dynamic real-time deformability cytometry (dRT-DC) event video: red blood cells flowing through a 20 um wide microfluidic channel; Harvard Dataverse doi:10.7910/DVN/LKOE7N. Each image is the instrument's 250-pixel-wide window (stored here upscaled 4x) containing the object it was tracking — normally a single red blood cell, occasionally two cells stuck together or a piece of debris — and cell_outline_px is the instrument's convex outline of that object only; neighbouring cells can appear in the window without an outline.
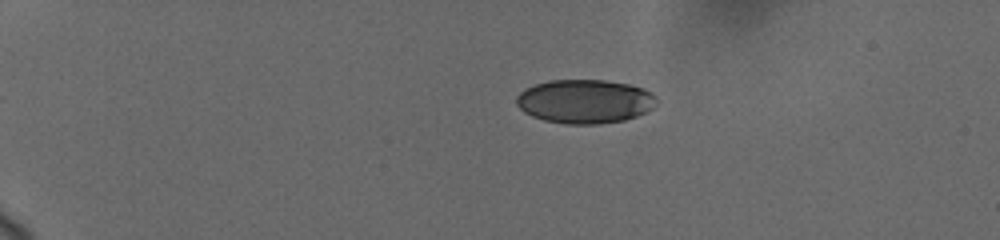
{"species": "human", "species_latin": "Homo sapiens", "temperature_condition": "cold", "stored_images_in_passage": 14, "camera_frame_rate_fps": 3000, "um_per_image_px": 0.085, "donor": {"sex": "female"}, "frame": {"image": 1, "passage_image": 7, "time_ms": 3.667, "image_size_px": [1000, 240], "cell_outline_px": [[656, 104], [652, 108], [636, 116], [624, 120], [600, 124], [564, 124], [544, 120], [532, 116], [524, 112], [516, 104], [516, 96], [524, 88], [548, 80], [604, 80], [628, 84], [644, 88], [652, 92], [656, 96]], "centroid_in_image_um": [49.7, 8.61], "position_along_channel_um": 35.3, "area_um2": 36.01}}
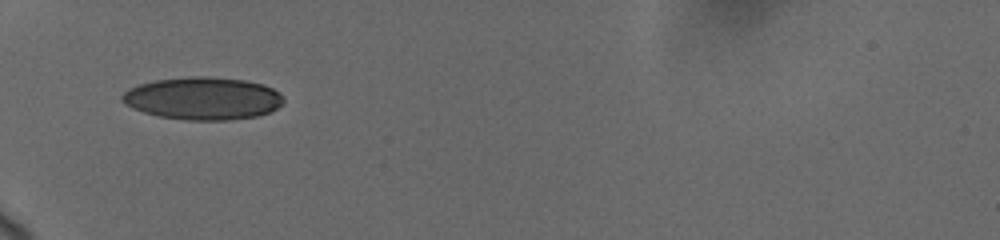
{"frame": {"image": 2, "passage_image": 12, "time_ms": 6.667, "image_size_px": [1000, 240], "cell_outline_px": [[284, 100], [276, 108], [268, 112], [256, 116], [228, 120], [188, 120], [160, 116], [144, 112], [132, 108], [124, 104], [120, 100], [120, 96], [128, 88], [140, 84], [156, 80], [192, 76], [204, 76], [244, 80], [264, 84], [280, 92]], "centroid_in_image_um": [17.22, 8.36], "position_along_channel_um": 67.8, "area_um2": 40.0}}